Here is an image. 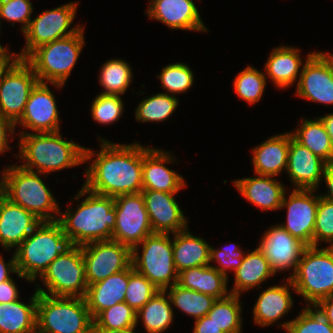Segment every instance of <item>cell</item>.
Returning a JSON list of instances; mask_svg holds the SVG:
<instances>
[{"label":"cell","instance_id":"obj_1","mask_svg":"<svg viewBox=\"0 0 333 333\" xmlns=\"http://www.w3.org/2000/svg\"><path fill=\"white\" fill-rule=\"evenodd\" d=\"M99 139V153L84 147V163L96 158L85 169L83 187L109 197L141 193L143 146L137 142L115 144L107 139Z\"/></svg>","mask_w":333,"mask_h":333},{"label":"cell","instance_id":"obj_2","mask_svg":"<svg viewBox=\"0 0 333 333\" xmlns=\"http://www.w3.org/2000/svg\"><path fill=\"white\" fill-rule=\"evenodd\" d=\"M86 195L88 196L77 208L68 207L66 211H60L58 216L70 245L83 246L92 242L112 240L116 222L114 197L90 192L82 186L73 199L79 201Z\"/></svg>","mask_w":333,"mask_h":333},{"label":"cell","instance_id":"obj_3","mask_svg":"<svg viewBox=\"0 0 333 333\" xmlns=\"http://www.w3.org/2000/svg\"><path fill=\"white\" fill-rule=\"evenodd\" d=\"M19 154L23 168L49 175L84 163V147L63 139L60 131L29 133L19 131Z\"/></svg>","mask_w":333,"mask_h":333},{"label":"cell","instance_id":"obj_4","mask_svg":"<svg viewBox=\"0 0 333 333\" xmlns=\"http://www.w3.org/2000/svg\"><path fill=\"white\" fill-rule=\"evenodd\" d=\"M0 173V192L12 203L30 211L41 221L58 220L59 204L39 177L45 174L27 170L20 164L5 166Z\"/></svg>","mask_w":333,"mask_h":333},{"label":"cell","instance_id":"obj_5","mask_svg":"<svg viewBox=\"0 0 333 333\" xmlns=\"http://www.w3.org/2000/svg\"><path fill=\"white\" fill-rule=\"evenodd\" d=\"M69 246L58 220L42 221L13 251L18 273L35 283L36 278Z\"/></svg>","mask_w":333,"mask_h":333},{"label":"cell","instance_id":"obj_6","mask_svg":"<svg viewBox=\"0 0 333 333\" xmlns=\"http://www.w3.org/2000/svg\"><path fill=\"white\" fill-rule=\"evenodd\" d=\"M84 26L75 34L36 48L25 60L39 82L62 89L85 45Z\"/></svg>","mask_w":333,"mask_h":333},{"label":"cell","instance_id":"obj_7","mask_svg":"<svg viewBox=\"0 0 333 333\" xmlns=\"http://www.w3.org/2000/svg\"><path fill=\"white\" fill-rule=\"evenodd\" d=\"M92 325L84 298L37 292L36 333H92Z\"/></svg>","mask_w":333,"mask_h":333},{"label":"cell","instance_id":"obj_8","mask_svg":"<svg viewBox=\"0 0 333 333\" xmlns=\"http://www.w3.org/2000/svg\"><path fill=\"white\" fill-rule=\"evenodd\" d=\"M295 292L315 306L333 294V247L306 246L291 278Z\"/></svg>","mask_w":333,"mask_h":333},{"label":"cell","instance_id":"obj_9","mask_svg":"<svg viewBox=\"0 0 333 333\" xmlns=\"http://www.w3.org/2000/svg\"><path fill=\"white\" fill-rule=\"evenodd\" d=\"M142 248L141 253L140 248ZM132 266L159 290H165L178 281L173 258L170 233H153L132 248ZM141 254V255H140Z\"/></svg>","mask_w":333,"mask_h":333},{"label":"cell","instance_id":"obj_10","mask_svg":"<svg viewBox=\"0 0 333 333\" xmlns=\"http://www.w3.org/2000/svg\"><path fill=\"white\" fill-rule=\"evenodd\" d=\"M39 278L47 290L37 284L35 290L38 293L84 298L88 285L82 247L70 245L50 263Z\"/></svg>","mask_w":333,"mask_h":333},{"label":"cell","instance_id":"obj_11","mask_svg":"<svg viewBox=\"0 0 333 333\" xmlns=\"http://www.w3.org/2000/svg\"><path fill=\"white\" fill-rule=\"evenodd\" d=\"M78 4V2H70L52 10H45L31 20L23 33L26 44L19 52L20 58L26 59L36 48L77 33L83 25L70 27L76 18Z\"/></svg>","mask_w":333,"mask_h":333},{"label":"cell","instance_id":"obj_12","mask_svg":"<svg viewBox=\"0 0 333 333\" xmlns=\"http://www.w3.org/2000/svg\"><path fill=\"white\" fill-rule=\"evenodd\" d=\"M116 212L112 240L131 249L153 234L152 226L141 193L114 197Z\"/></svg>","mask_w":333,"mask_h":333},{"label":"cell","instance_id":"obj_13","mask_svg":"<svg viewBox=\"0 0 333 333\" xmlns=\"http://www.w3.org/2000/svg\"><path fill=\"white\" fill-rule=\"evenodd\" d=\"M81 247L87 285L102 281L132 264V249L113 240L92 242Z\"/></svg>","mask_w":333,"mask_h":333},{"label":"cell","instance_id":"obj_14","mask_svg":"<svg viewBox=\"0 0 333 333\" xmlns=\"http://www.w3.org/2000/svg\"><path fill=\"white\" fill-rule=\"evenodd\" d=\"M38 82L32 66L25 59H20L0 82V115L15 124Z\"/></svg>","mask_w":333,"mask_h":333},{"label":"cell","instance_id":"obj_15","mask_svg":"<svg viewBox=\"0 0 333 333\" xmlns=\"http://www.w3.org/2000/svg\"><path fill=\"white\" fill-rule=\"evenodd\" d=\"M313 189H293L284 195L280 209L287 208L286 223L279 224L291 236L306 246H313V232L317 214L319 193Z\"/></svg>","mask_w":333,"mask_h":333},{"label":"cell","instance_id":"obj_16","mask_svg":"<svg viewBox=\"0 0 333 333\" xmlns=\"http://www.w3.org/2000/svg\"><path fill=\"white\" fill-rule=\"evenodd\" d=\"M305 247L306 245L299 239L276 224L264 232L257 248L264 254L275 275L280 271L292 269L293 272L288 277L291 279Z\"/></svg>","mask_w":333,"mask_h":333},{"label":"cell","instance_id":"obj_17","mask_svg":"<svg viewBox=\"0 0 333 333\" xmlns=\"http://www.w3.org/2000/svg\"><path fill=\"white\" fill-rule=\"evenodd\" d=\"M297 82L295 95L333 105V66L323 52H315L306 61Z\"/></svg>","mask_w":333,"mask_h":333},{"label":"cell","instance_id":"obj_18","mask_svg":"<svg viewBox=\"0 0 333 333\" xmlns=\"http://www.w3.org/2000/svg\"><path fill=\"white\" fill-rule=\"evenodd\" d=\"M48 83L38 82L32 89L21 118L15 123L35 133L60 131L55 95Z\"/></svg>","mask_w":333,"mask_h":333},{"label":"cell","instance_id":"obj_19","mask_svg":"<svg viewBox=\"0 0 333 333\" xmlns=\"http://www.w3.org/2000/svg\"><path fill=\"white\" fill-rule=\"evenodd\" d=\"M171 154L159 148L143 146V190L178 193L187 186L182 175L165 166L176 160Z\"/></svg>","mask_w":333,"mask_h":333},{"label":"cell","instance_id":"obj_20","mask_svg":"<svg viewBox=\"0 0 333 333\" xmlns=\"http://www.w3.org/2000/svg\"><path fill=\"white\" fill-rule=\"evenodd\" d=\"M154 233H177L188 229V219L175 200L177 193L142 190Z\"/></svg>","mask_w":333,"mask_h":333},{"label":"cell","instance_id":"obj_21","mask_svg":"<svg viewBox=\"0 0 333 333\" xmlns=\"http://www.w3.org/2000/svg\"><path fill=\"white\" fill-rule=\"evenodd\" d=\"M149 19L161 21L171 30L208 32L193 0H149Z\"/></svg>","mask_w":333,"mask_h":333},{"label":"cell","instance_id":"obj_22","mask_svg":"<svg viewBox=\"0 0 333 333\" xmlns=\"http://www.w3.org/2000/svg\"><path fill=\"white\" fill-rule=\"evenodd\" d=\"M41 222L0 192V245L8 252L17 248Z\"/></svg>","mask_w":333,"mask_h":333},{"label":"cell","instance_id":"obj_23","mask_svg":"<svg viewBox=\"0 0 333 333\" xmlns=\"http://www.w3.org/2000/svg\"><path fill=\"white\" fill-rule=\"evenodd\" d=\"M327 165L323 159L296 142L290 133V146L286 173L294 189L317 190Z\"/></svg>","mask_w":333,"mask_h":333},{"label":"cell","instance_id":"obj_24","mask_svg":"<svg viewBox=\"0 0 333 333\" xmlns=\"http://www.w3.org/2000/svg\"><path fill=\"white\" fill-rule=\"evenodd\" d=\"M234 187L251 204L263 211L281 207L286 187L275 177L257 175L232 181Z\"/></svg>","mask_w":333,"mask_h":333},{"label":"cell","instance_id":"obj_25","mask_svg":"<svg viewBox=\"0 0 333 333\" xmlns=\"http://www.w3.org/2000/svg\"><path fill=\"white\" fill-rule=\"evenodd\" d=\"M283 281L285 284L270 286L258 296L253 307V320L256 325L271 326L292 309L294 301L290 288L295 291V287L291 279L284 278Z\"/></svg>","mask_w":333,"mask_h":333},{"label":"cell","instance_id":"obj_26","mask_svg":"<svg viewBox=\"0 0 333 333\" xmlns=\"http://www.w3.org/2000/svg\"><path fill=\"white\" fill-rule=\"evenodd\" d=\"M314 53H309L303 62L300 49L282 45L275 47L264 65L265 76L267 78L268 75L274 86L279 89L289 88L294 83L298 84L296 79L298 76L300 78L304 64Z\"/></svg>","mask_w":333,"mask_h":333},{"label":"cell","instance_id":"obj_27","mask_svg":"<svg viewBox=\"0 0 333 333\" xmlns=\"http://www.w3.org/2000/svg\"><path fill=\"white\" fill-rule=\"evenodd\" d=\"M290 132L275 134L252 149L255 175L276 177L287 168Z\"/></svg>","mask_w":333,"mask_h":333},{"label":"cell","instance_id":"obj_28","mask_svg":"<svg viewBox=\"0 0 333 333\" xmlns=\"http://www.w3.org/2000/svg\"><path fill=\"white\" fill-rule=\"evenodd\" d=\"M127 285L128 268L88 285L84 299L92 319L105 309L124 302Z\"/></svg>","mask_w":333,"mask_h":333},{"label":"cell","instance_id":"obj_29","mask_svg":"<svg viewBox=\"0 0 333 333\" xmlns=\"http://www.w3.org/2000/svg\"><path fill=\"white\" fill-rule=\"evenodd\" d=\"M173 258L177 273L192 267L210 264V247L202 237L189 232V228L173 233Z\"/></svg>","mask_w":333,"mask_h":333},{"label":"cell","instance_id":"obj_30","mask_svg":"<svg viewBox=\"0 0 333 333\" xmlns=\"http://www.w3.org/2000/svg\"><path fill=\"white\" fill-rule=\"evenodd\" d=\"M228 277L221 274L210 265L192 267L178 273L177 284L216 299H222L231 294L228 291Z\"/></svg>","mask_w":333,"mask_h":333},{"label":"cell","instance_id":"obj_31","mask_svg":"<svg viewBox=\"0 0 333 333\" xmlns=\"http://www.w3.org/2000/svg\"><path fill=\"white\" fill-rule=\"evenodd\" d=\"M37 291L23 303H0V333H36Z\"/></svg>","mask_w":333,"mask_h":333},{"label":"cell","instance_id":"obj_32","mask_svg":"<svg viewBox=\"0 0 333 333\" xmlns=\"http://www.w3.org/2000/svg\"><path fill=\"white\" fill-rule=\"evenodd\" d=\"M234 286L229 291L234 295H241L242 292L261 288L260 284L275 275L264 254L254 248L251 252H246L242 264L234 271Z\"/></svg>","mask_w":333,"mask_h":333},{"label":"cell","instance_id":"obj_33","mask_svg":"<svg viewBox=\"0 0 333 333\" xmlns=\"http://www.w3.org/2000/svg\"><path fill=\"white\" fill-rule=\"evenodd\" d=\"M299 125L290 132L292 138L325 162L333 163V145L321 119H303Z\"/></svg>","mask_w":333,"mask_h":333},{"label":"cell","instance_id":"obj_34","mask_svg":"<svg viewBox=\"0 0 333 333\" xmlns=\"http://www.w3.org/2000/svg\"><path fill=\"white\" fill-rule=\"evenodd\" d=\"M173 318V307L165 290H158L136 313L137 325L141 319L147 333L165 332L171 326Z\"/></svg>","mask_w":333,"mask_h":333},{"label":"cell","instance_id":"obj_35","mask_svg":"<svg viewBox=\"0 0 333 333\" xmlns=\"http://www.w3.org/2000/svg\"><path fill=\"white\" fill-rule=\"evenodd\" d=\"M172 307H177L183 313L195 320L206 316L216 301V298L191 289L179 286L177 283L165 289Z\"/></svg>","mask_w":333,"mask_h":333},{"label":"cell","instance_id":"obj_36","mask_svg":"<svg viewBox=\"0 0 333 333\" xmlns=\"http://www.w3.org/2000/svg\"><path fill=\"white\" fill-rule=\"evenodd\" d=\"M242 303L239 295L216 299L207 316L224 333H242Z\"/></svg>","mask_w":333,"mask_h":333},{"label":"cell","instance_id":"obj_37","mask_svg":"<svg viewBox=\"0 0 333 333\" xmlns=\"http://www.w3.org/2000/svg\"><path fill=\"white\" fill-rule=\"evenodd\" d=\"M131 65L125 60L114 58L100 68L99 83L104 88L101 94L124 95L133 79Z\"/></svg>","mask_w":333,"mask_h":333},{"label":"cell","instance_id":"obj_38","mask_svg":"<svg viewBox=\"0 0 333 333\" xmlns=\"http://www.w3.org/2000/svg\"><path fill=\"white\" fill-rule=\"evenodd\" d=\"M179 99L167 93H158L140 101L135 109V119L140 122H162L178 108Z\"/></svg>","mask_w":333,"mask_h":333},{"label":"cell","instance_id":"obj_39","mask_svg":"<svg viewBox=\"0 0 333 333\" xmlns=\"http://www.w3.org/2000/svg\"><path fill=\"white\" fill-rule=\"evenodd\" d=\"M236 76L233 86L237 96L250 103V105L258 103L267 85L265 73L248 65Z\"/></svg>","mask_w":333,"mask_h":333},{"label":"cell","instance_id":"obj_40","mask_svg":"<svg viewBox=\"0 0 333 333\" xmlns=\"http://www.w3.org/2000/svg\"><path fill=\"white\" fill-rule=\"evenodd\" d=\"M298 314L293 320L277 325L287 333H333V326L315 306L306 305Z\"/></svg>","mask_w":333,"mask_h":333},{"label":"cell","instance_id":"obj_41","mask_svg":"<svg viewBox=\"0 0 333 333\" xmlns=\"http://www.w3.org/2000/svg\"><path fill=\"white\" fill-rule=\"evenodd\" d=\"M189 65L176 62L162 68V72L156 75L161 81L162 88L169 95L182 94L188 91L194 82V75ZM167 91V92H166Z\"/></svg>","mask_w":333,"mask_h":333},{"label":"cell","instance_id":"obj_42","mask_svg":"<svg viewBox=\"0 0 333 333\" xmlns=\"http://www.w3.org/2000/svg\"><path fill=\"white\" fill-rule=\"evenodd\" d=\"M136 311L126 302H119L100 312L94 319L92 327L107 329H127L137 326Z\"/></svg>","mask_w":333,"mask_h":333},{"label":"cell","instance_id":"obj_43","mask_svg":"<svg viewBox=\"0 0 333 333\" xmlns=\"http://www.w3.org/2000/svg\"><path fill=\"white\" fill-rule=\"evenodd\" d=\"M159 289L153 285L144 275L128 267V285L125 293L126 302L136 312L143 307Z\"/></svg>","mask_w":333,"mask_h":333},{"label":"cell","instance_id":"obj_44","mask_svg":"<svg viewBox=\"0 0 333 333\" xmlns=\"http://www.w3.org/2000/svg\"><path fill=\"white\" fill-rule=\"evenodd\" d=\"M91 116L99 124H112L121 118L124 102L119 95L98 94L91 105Z\"/></svg>","mask_w":333,"mask_h":333},{"label":"cell","instance_id":"obj_45","mask_svg":"<svg viewBox=\"0 0 333 333\" xmlns=\"http://www.w3.org/2000/svg\"><path fill=\"white\" fill-rule=\"evenodd\" d=\"M319 242L329 243V247H333V201L320 195L313 232V246H318Z\"/></svg>","mask_w":333,"mask_h":333},{"label":"cell","instance_id":"obj_46","mask_svg":"<svg viewBox=\"0 0 333 333\" xmlns=\"http://www.w3.org/2000/svg\"><path fill=\"white\" fill-rule=\"evenodd\" d=\"M33 12L32 2L30 0H3L0 3V22L7 20L12 22L11 26H15V22L21 23V32L24 33L31 21Z\"/></svg>","mask_w":333,"mask_h":333},{"label":"cell","instance_id":"obj_47","mask_svg":"<svg viewBox=\"0 0 333 333\" xmlns=\"http://www.w3.org/2000/svg\"><path fill=\"white\" fill-rule=\"evenodd\" d=\"M246 254V251H242V249L236 244H227L225 248L215 249L214 247H210V266L217 269L221 274L228 277L227 270L231 269L236 271L238 267L242 264L243 258ZM217 262L218 266H213L211 262ZM212 264V265H211Z\"/></svg>","mask_w":333,"mask_h":333},{"label":"cell","instance_id":"obj_48","mask_svg":"<svg viewBox=\"0 0 333 333\" xmlns=\"http://www.w3.org/2000/svg\"><path fill=\"white\" fill-rule=\"evenodd\" d=\"M15 129V124L12 121L0 115V154L11 149L9 141H13L14 138L8 139V136L14 137Z\"/></svg>","mask_w":333,"mask_h":333},{"label":"cell","instance_id":"obj_49","mask_svg":"<svg viewBox=\"0 0 333 333\" xmlns=\"http://www.w3.org/2000/svg\"><path fill=\"white\" fill-rule=\"evenodd\" d=\"M19 296V290L13 278L0 283V303L14 302L20 299Z\"/></svg>","mask_w":333,"mask_h":333},{"label":"cell","instance_id":"obj_50","mask_svg":"<svg viewBox=\"0 0 333 333\" xmlns=\"http://www.w3.org/2000/svg\"><path fill=\"white\" fill-rule=\"evenodd\" d=\"M11 273L17 274L19 278L26 279L17 271L15 254L12 255L11 260L9 259L7 263L4 261L2 255H0V283L11 279L12 278V276L10 275Z\"/></svg>","mask_w":333,"mask_h":333},{"label":"cell","instance_id":"obj_51","mask_svg":"<svg viewBox=\"0 0 333 333\" xmlns=\"http://www.w3.org/2000/svg\"><path fill=\"white\" fill-rule=\"evenodd\" d=\"M192 333H224L207 315L195 320Z\"/></svg>","mask_w":333,"mask_h":333},{"label":"cell","instance_id":"obj_52","mask_svg":"<svg viewBox=\"0 0 333 333\" xmlns=\"http://www.w3.org/2000/svg\"><path fill=\"white\" fill-rule=\"evenodd\" d=\"M20 59L19 53L11 54L9 50L2 57H0V82Z\"/></svg>","mask_w":333,"mask_h":333},{"label":"cell","instance_id":"obj_53","mask_svg":"<svg viewBox=\"0 0 333 333\" xmlns=\"http://www.w3.org/2000/svg\"><path fill=\"white\" fill-rule=\"evenodd\" d=\"M315 307L321 312L326 320L333 326V294L320 300Z\"/></svg>","mask_w":333,"mask_h":333},{"label":"cell","instance_id":"obj_54","mask_svg":"<svg viewBox=\"0 0 333 333\" xmlns=\"http://www.w3.org/2000/svg\"><path fill=\"white\" fill-rule=\"evenodd\" d=\"M323 181H325L327 186V193L324 192V194H319L321 197L333 201V163H327L324 175H323Z\"/></svg>","mask_w":333,"mask_h":333},{"label":"cell","instance_id":"obj_55","mask_svg":"<svg viewBox=\"0 0 333 333\" xmlns=\"http://www.w3.org/2000/svg\"><path fill=\"white\" fill-rule=\"evenodd\" d=\"M324 124V127L330 136L332 145H333V113H328L325 116L319 117Z\"/></svg>","mask_w":333,"mask_h":333},{"label":"cell","instance_id":"obj_56","mask_svg":"<svg viewBox=\"0 0 333 333\" xmlns=\"http://www.w3.org/2000/svg\"><path fill=\"white\" fill-rule=\"evenodd\" d=\"M136 327L127 328V329H107L100 327H92V333H137L135 332Z\"/></svg>","mask_w":333,"mask_h":333},{"label":"cell","instance_id":"obj_57","mask_svg":"<svg viewBox=\"0 0 333 333\" xmlns=\"http://www.w3.org/2000/svg\"><path fill=\"white\" fill-rule=\"evenodd\" d=\"M8 50L7 47H3L1 44H0V57H2Z\"/></svg>","mask_w":333,"mask_h":333},{"label":"cell","instance_id":"obj_58","mask_svg":"<svg viewBox=\"0 0 333 333\" xmlns=\"http://www.w3.org/2000/svg\"><path fill=\"white\" fill-rule=\"evenodd\" d=\"M324 54L331 60L332 66H333V54L324 52Z\"/></svg>","mask_w":333,"mask_h":333}]
</instances>
